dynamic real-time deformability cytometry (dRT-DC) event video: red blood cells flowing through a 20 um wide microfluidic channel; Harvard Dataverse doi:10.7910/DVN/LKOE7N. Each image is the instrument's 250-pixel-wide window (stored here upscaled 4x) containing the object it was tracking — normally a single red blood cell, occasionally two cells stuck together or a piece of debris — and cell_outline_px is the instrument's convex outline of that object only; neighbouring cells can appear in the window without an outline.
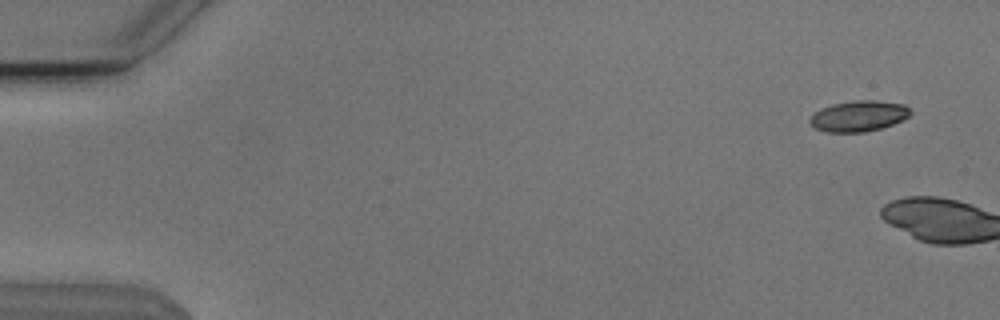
{"species": "Egyptian fruit bat (a non-hibernating species)", "species_latin": "Rousettus aegyptiacus", "temperature_condition": "cold", "stored_images_in_passage": 4, "camera_frame_rate_fps": 3000, "um_per_image_px": 0.085, "animal": {"sex": "male"}, "frame": {"image": 1, "passage_image": 2, "time_ms": 0.333, "image_size_px": [1000, 320], "cell_outline_px": [[912, 112], [904, 120], [880, 128], [864, 132], [828, 132], [816, 128], [808, 120], [816, 112], [832, 104], [852, 100], [876, 100], [904, 104]], "centroid_in_image_um": [73.02, 9.85], "position_along_channel_um": 12.0, "area_um2": 17.86}}